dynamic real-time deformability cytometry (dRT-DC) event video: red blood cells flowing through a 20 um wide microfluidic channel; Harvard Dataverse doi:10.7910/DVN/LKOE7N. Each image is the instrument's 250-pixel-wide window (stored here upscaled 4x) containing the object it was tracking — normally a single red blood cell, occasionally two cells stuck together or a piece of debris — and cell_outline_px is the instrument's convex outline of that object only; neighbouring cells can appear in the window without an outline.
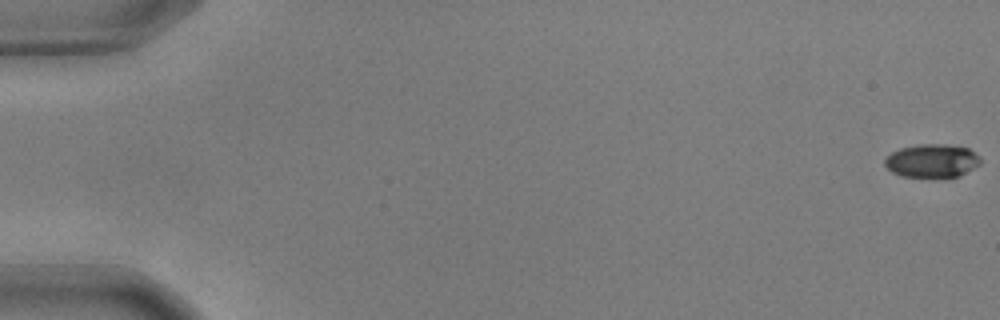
{"species": "common noctule bat (a hibernating species)", "species_latin": "Nyctalus noctula", "temperature_condition": "warm", "stored_images_in_passage": 57, "camera_frame_rate_fps": 3000, "um_per_image_px": 0.085, "animal": {"sex": "male", "body_mass_g": 17.9, "forearm_length_mm": 54.2}, "frame": {"image": 1, "passage_image": 1, "time_ms": 0.0, "image_size_px": [1000, 320], "cell_outline_px": [[980, 164], [960, 176], [940, 180], [900, 176], [892, 172], [884, 164], [884, 160], [892, 152], [900, 148], [920, 144], [948, 144], [968, 148], [980, 156]], "centroid_in_image_um": [79.23, 13.71], "position_along_channel_um": 5.8, "area_um2": 19.31}}
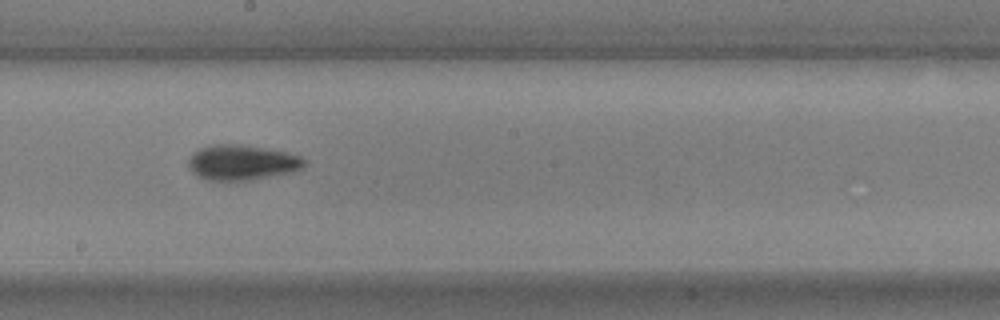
{"frame": {"image": 2, "passage_image": 33, "time_ms": 10.667, "image_size_px": [1000, 320], "cell_outline_px": [[308, 164], [304, 168], [292, 172], [252, 180], [204, 180], [196, 176], [188, 168], [188, 160], [192, 152], [208, 144], [240, 144], [288, 152], [300, 156], [308, 160]], "centroid_in_image_um": [20.57, 13.81], "position_along_channel_um": 227.6, "area_um2": 24.33}}
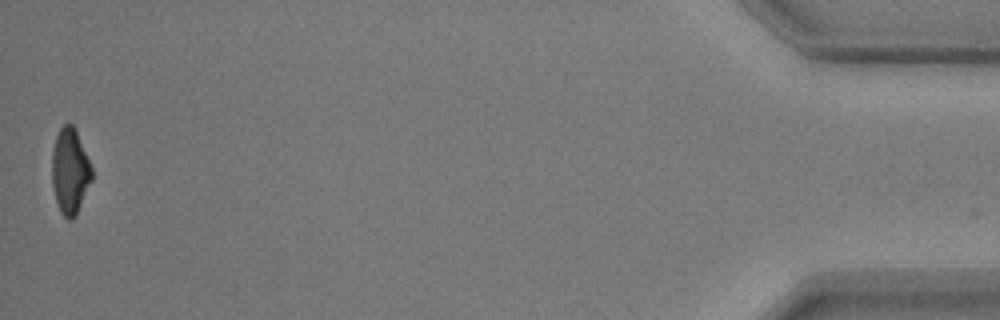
{"frame": {"image": 3, "passage_image": 57, "time_ms": 18.667, "image_size_px": [1000, 320], "cell_outline_px": [[92, 180], [76, 216], [72, 220], [68, 220], [60, 212], [52, 188], [52, 152], [56, 136], [60, 128], [64, 124], [72, 124], [76, 128], [92, 164]], "centroid_in_image_um": [5.97, 14.54], "position_along_channel_um": 429.2, "area_um2": 20.29}, "authors_computed_cell_mechanics": {"area_um2": 21.2126, "velocity_mm_per_s": 3.6153, "shape_relaxation_time_tau1_ms": 2.1917, "shape_relaxation_time_tau2_ms": 3.8301, "deformation_change_tau1": 0.1546, "deformation_change_tau2": 0.1118}}